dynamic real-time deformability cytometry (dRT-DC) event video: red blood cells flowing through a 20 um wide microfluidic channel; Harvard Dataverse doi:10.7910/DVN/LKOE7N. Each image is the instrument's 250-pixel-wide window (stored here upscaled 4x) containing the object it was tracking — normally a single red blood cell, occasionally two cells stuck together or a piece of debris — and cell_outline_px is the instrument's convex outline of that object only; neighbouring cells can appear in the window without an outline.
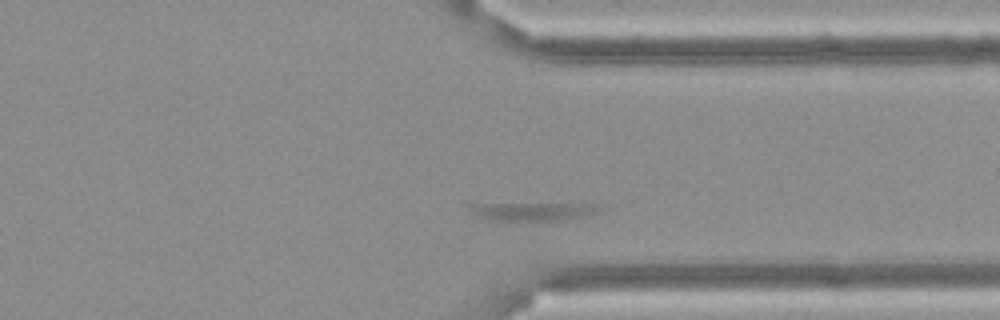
{"species": "Egyptian fruit bat (a non-hibernating species)", "species_latin": "Rousettus aegyptiacus", "temperature_condition": "cold", "stored_images_in_passage": 33, "segment_of_instrument_passage": [3, 3], "camera_frame_rate_fps": 3000, "um_per_image_px": 0.085, "frame": {"image": 1, "passage_image": 33, "time_ms": 10.667, "image_size_px": [1000, 320], "cell_outline_px": [[608, 208], [600, 212], [588, 216], [564, 220], [532, 224], [520, 224], [492, 220], [480, 216], [472, 212], [464, 204], [464, 200], [568, 200], [604, 204]], "centroid_in_image_um": [45.29, 17.87], "position_along_channel_um": 366.1, "area_um2": 18.67}}